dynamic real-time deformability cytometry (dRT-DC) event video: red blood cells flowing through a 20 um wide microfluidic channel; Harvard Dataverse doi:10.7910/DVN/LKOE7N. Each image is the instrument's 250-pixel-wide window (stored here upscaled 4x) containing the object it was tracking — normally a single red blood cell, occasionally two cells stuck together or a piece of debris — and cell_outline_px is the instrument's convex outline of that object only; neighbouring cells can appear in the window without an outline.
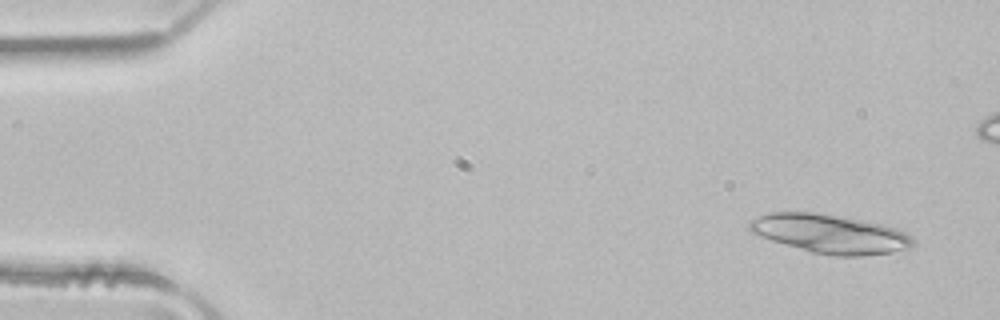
{"species": "common noctule bat (a hibernating species)", "species_latin": "Nyctalus noctula", "temperature_condition": "room temperature", "stored_images_in_passage": 5, "camera_frame_rate_fps": 3000, "um_per_image_px": 0.085, "animal": {"sex": "male", "body_mass_g": 21.5, "forearm_length_mm": 52.0}, "frame": {"image": 1, "passage_image": 1, "time_ms": 0.0, "image_size_px": [1000, 320], "cell_outline_px": [[916, 244], [908, 252], [864, 256], [836, 256], [812, 252], [772, 240], [752, 232], [748, 228], [748, 224], [752, 220], [760, 216], [772, 212], [816, 212], [884, 224], [896, 228], [912, 236]], "centroid_in_image_um": [70.7, 19.9], "position_along_channel_um": 14.3, "area_um2": 37.34}}